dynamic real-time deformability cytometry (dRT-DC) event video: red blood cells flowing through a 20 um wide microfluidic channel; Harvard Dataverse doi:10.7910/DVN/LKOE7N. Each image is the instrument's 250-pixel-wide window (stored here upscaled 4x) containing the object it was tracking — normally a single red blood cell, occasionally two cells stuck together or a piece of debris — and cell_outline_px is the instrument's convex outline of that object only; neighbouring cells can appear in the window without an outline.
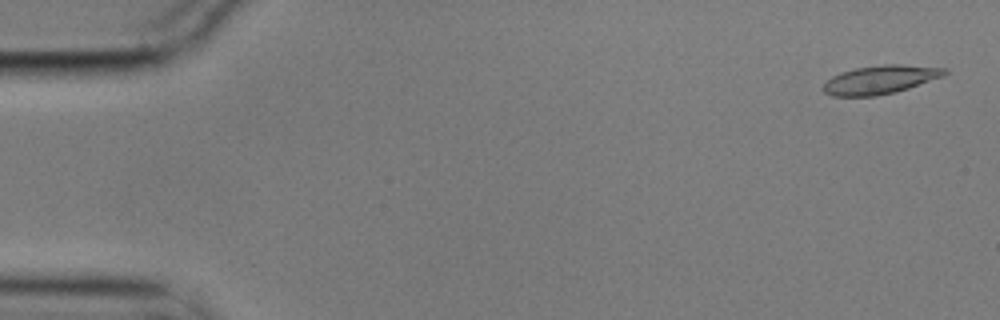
{"species": "common noctule bat (a hibernating species)", "species_latin": "Nyctalus noctula", "temperature_condition": "cold", "stored_images_in_passage": 5, "camera_frame_rate_fps": 3000, "um_per_image_px": 0.085, "animal": {"sex": "male", "body_mass_g": 17.9}, "frame": {"image": 1, "passage_image": 1, "time_ms": 0.0, "image_size_px": [1000, 320], "cell_outline_px": [[948, 72], [944, 76], [896, 92], [876, 96], [832, 96], [824, 92], [820, 88], [832, 76], [840, 72], [856, 68], [884, 64], [900, 64], [948, 68]], "centroid_in_image_um": [74.82, 6.77], "position_along_channel_um": 10.2, "area_um2": 20.29}}
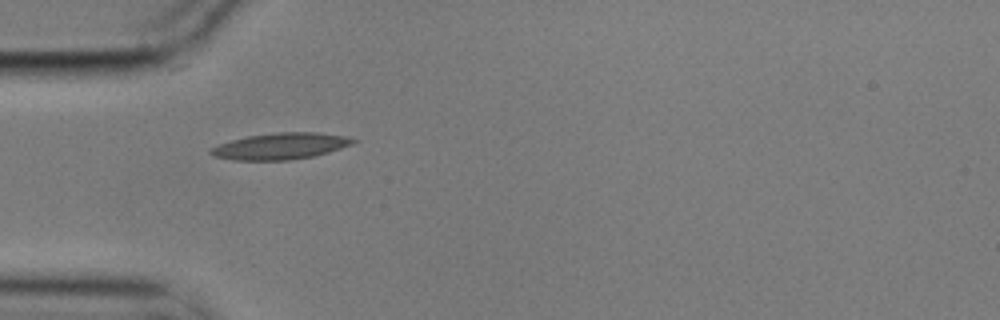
{"frame": {"image": 2, "passage_image": 4, "time_ms": 1.0, "image_size_px": [1000, 320], "cell_outline_px": [[356, 140], [352, 144], [316, 156], [288, 160], [232, 160], [212, 156], [208, 152], [208, 148], [232, 140], [248, 136], [280, 132], [316, 132], [344, 136]], "centroid_in_image_um": [23.79, 12.43], "position_along_channel_um": 61.2, "area_um2": 21.79}}
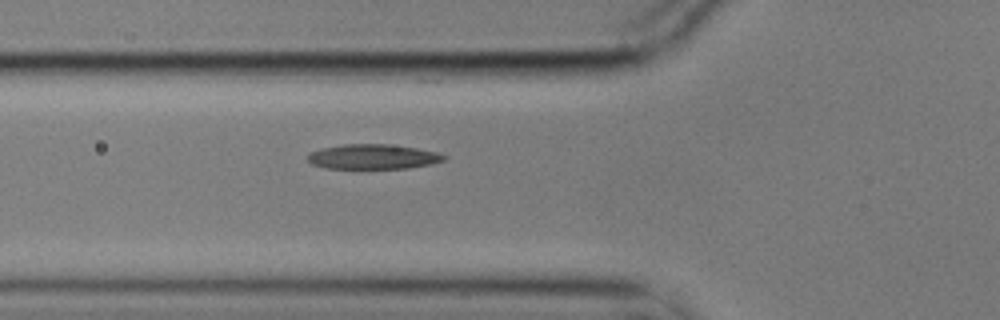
{"frame": {"image": 3, "passage_image": 5, "time_ms": 1.333, "image_size_px": [1000, 320], "cell_outline_px": [[448, 156], [444, 160], [432, 164], [408, 168], [324, 168], [312, 164], [308, 160], [308, 152], [324, 148], [344, 144], [388, 144], [416, 148], [436, 152]], "centroid_in_image_um": [31.71, 13.32], "position_along_channel_um": 94.1, "area_um2": 19.65}}